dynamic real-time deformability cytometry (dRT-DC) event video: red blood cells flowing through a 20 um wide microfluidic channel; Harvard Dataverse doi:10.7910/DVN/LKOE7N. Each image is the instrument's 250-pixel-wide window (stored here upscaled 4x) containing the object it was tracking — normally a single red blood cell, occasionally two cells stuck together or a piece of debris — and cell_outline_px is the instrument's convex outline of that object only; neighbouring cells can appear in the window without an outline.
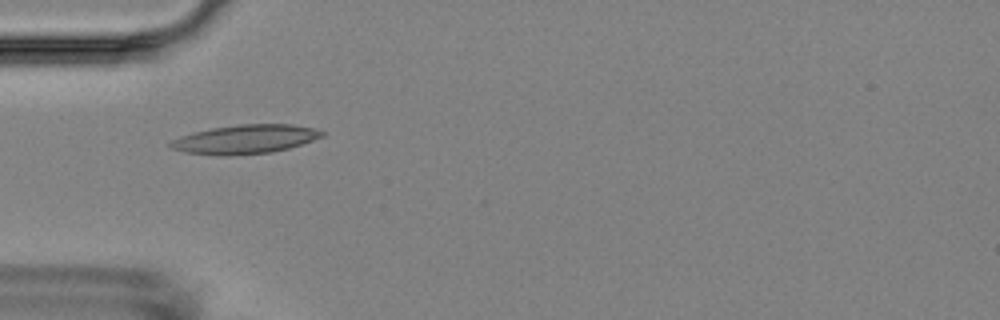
{"species": "Egyptian fruit bat (a non-hibernating species)", "species_latin": "Rousettus aegyptiacus", "temperature_condition": "room temperature", "stored_images_in_passage": 9, "camera_frame_rate_fps": 3000, "um_per_image_px": 0.085, "animal": {"sex": "female"}, "frame": {"image": 1, "passage_image": 6, "time_ms": 5.667, "image_size_px": [1000, 320], "cell_outline_px": [[324, 136], [288, 148], [272, 152], [228, 156], [216, 156], [184, 152], [172, 148], [168, 144], [172, 140], [180, 136], [212, 128], [236, 124], [292, 124], [312, 128], [324, 132]], "centroid_in_image_um": [20.81, 11.84], "position_along_channel_um": 64.2, "area_um2": 25.49}}
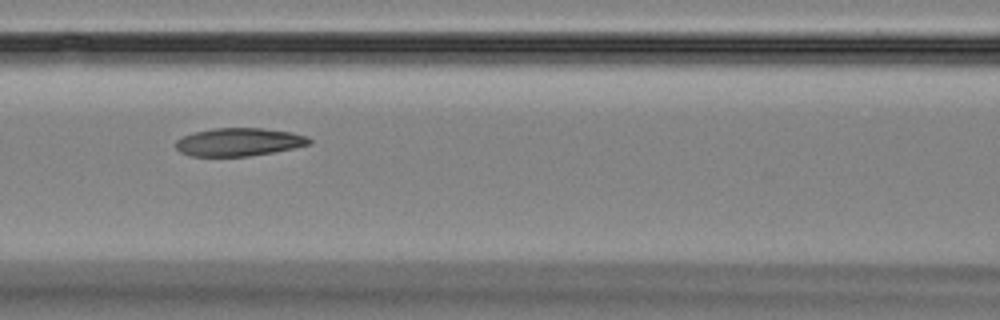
{"frame": {"image": 2, "passage_image": 8, "time_ms": 8.0, "image_size_px": [1000, 320], "cell_outline_px": [[312, 144], [272, 152], [248, 156], [192, 156], [180, 152], [176, 148], [176, 140], [192, 132], [212, 128], [264, 128], [292, 132], [308, 136], [312, 140]], "centroid_in_image_um": [20.32, 12.06], "position_along_channel_um": 146.3, "area_um2": 21.91}}
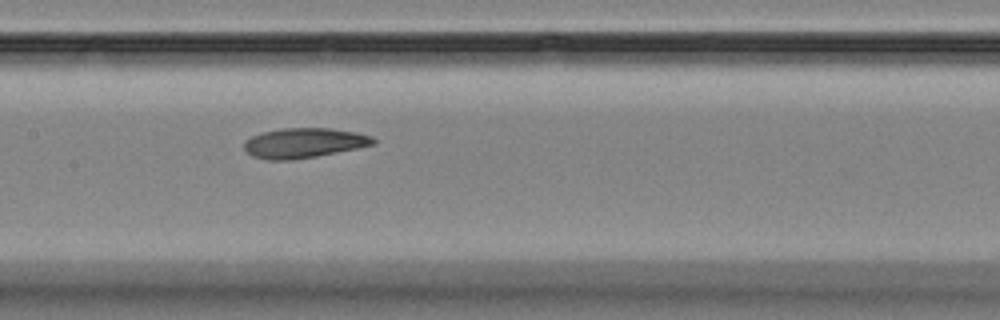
{"frame": {"image": 3, "passage_image": 9, "time_ms": 9.0, "image_size_px": [1000, 320], "cell_outline_px": [[376, 144], [316, 156], [292, 160], [268, 160], [252, 156], [244, 148], [244, 140], [260, 132], [280, 128], [328, 128], [356, 132], [372, 136], [376, 140]], "centroid_in_image_um": [25.81, 12.14], "position_along_channel_um": 181.6, "area_um2": 22.54}}